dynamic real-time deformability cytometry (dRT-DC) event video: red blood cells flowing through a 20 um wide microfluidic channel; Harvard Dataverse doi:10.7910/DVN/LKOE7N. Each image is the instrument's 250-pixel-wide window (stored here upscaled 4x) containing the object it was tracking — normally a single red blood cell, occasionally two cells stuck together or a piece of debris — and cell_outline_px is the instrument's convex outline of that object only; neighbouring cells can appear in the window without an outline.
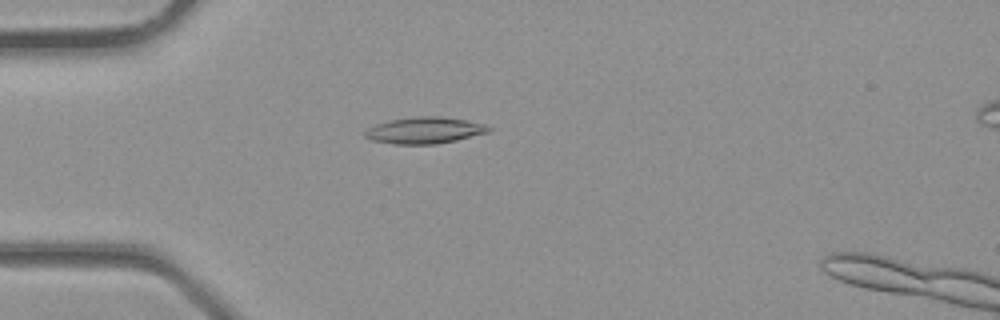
{"species": "common noctule bat (a hibernating species)", "species_latin": "Nyctalus noctula", "temperature_condition": "room temperature", "stored_images_in_passage": 4, "camera_frame_rate_fps": 3000, "um_per_image_px": 0.085, "animal": {"sex": "male", "body_mass_g": 23.1, "forearm_length_mm": 52.7}, "frame": {"image": 1, "passage_image": 4, "time_ms": 1.0, "image_size_px": [1000, 320], "cell_outline_px": [[492, 128], [488, 132], [456, 140], [436, 144], [392, 144], [372, 140], [364, 136], [364, 132], [368, 128], [376, 124], [392, 120], [420, 116], [440, 116], [464, 120], [484, 124]], "centroid_in_image_um": [36.07, 11.09], "position_along_channel_um": 48.9, "area_um2": 18.84}}